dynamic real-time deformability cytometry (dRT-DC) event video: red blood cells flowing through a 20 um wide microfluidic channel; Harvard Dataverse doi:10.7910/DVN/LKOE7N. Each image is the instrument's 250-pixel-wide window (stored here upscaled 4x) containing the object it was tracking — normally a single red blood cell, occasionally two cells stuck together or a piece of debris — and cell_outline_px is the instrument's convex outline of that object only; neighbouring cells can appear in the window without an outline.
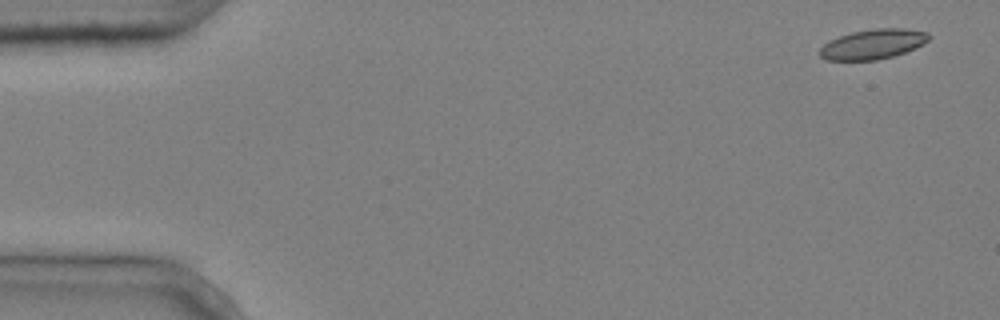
{"species": "common noctule bat (a hibernating species)", "species_latin": "Nyctalus noctula", "temperature_condition": "cold", "stored_images_in_passage": 5, "camera_frame_rate_fps": 3000, "um_per_image_px": 0.085, "animal": {"sex": "male", "body_mass_g": 20.4}, "frame": {"image": 1, "passage_image": 1, "time_ms": 0.0, "image_size_px": [1000, 320], "cell_outline_px": [[932, 36], [924, 44], [916, 48], [892, 56], [876, 60], [828, 60], [820, 56], [816, 52], [828, 40], [852, 32], [872, 28], [904, 28], [928, 32]], "centroid_in_image_um": [74.2, 3.74], "position_along_channel_um": 10.8, "area_um2": 19.19}}
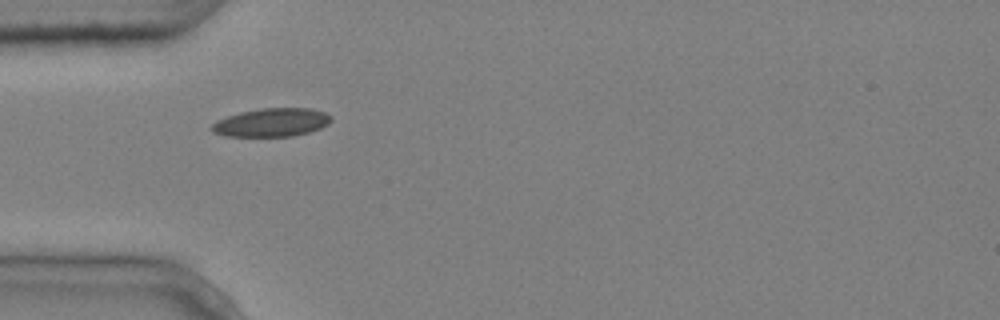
{"frame": {"image": 2, "passage_image": 5, "time_ms": 1.333, "image_size_px": [1000, 320], "cell_outline_px": [[332, 120], [328, 124], [320, 128], [308, 132], [292, 136], [224, 136], [212, 132], [208, 128], [216, 120], [240, 112], [260, 108], [312, 108], [324, 112], [332, 116]], "centroid_in_image_um": [23.06, 10.4], "position_along_channel_um": 61.9, "area_um2": 19.88}}